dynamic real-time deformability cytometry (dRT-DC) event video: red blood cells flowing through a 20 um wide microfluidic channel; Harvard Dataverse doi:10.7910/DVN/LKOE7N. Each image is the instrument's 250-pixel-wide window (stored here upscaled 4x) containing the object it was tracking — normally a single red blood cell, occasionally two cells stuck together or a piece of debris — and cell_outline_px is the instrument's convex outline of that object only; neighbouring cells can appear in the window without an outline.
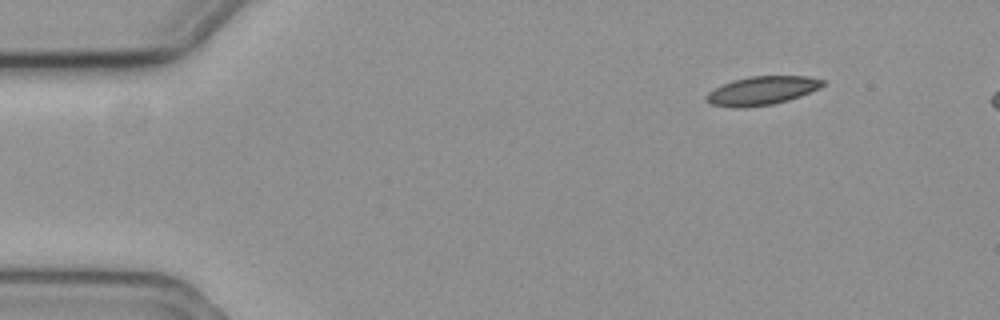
{"species": "common noctule bat (a hibernating species)", "species_latin": "Nyctalus noctula", "temperature_condition": "cold", "stored_images_in_passage": 4, "segment_of_instrument_passage": [2, 2], "camera_frame_rate_fps": 3000, "um_per_image_px": 0.085, "animal": {"sex": "female", "body_mass_g": 19.3, "forearm_length_mm": 54.1}, "frame": {"image": 1, "passage_image": 4, "time_ms": 1.0, "image_size_px": [1000, 320], "cell_outline_px": [[824, 84], [820, 88], [800, 96], [788, 100], [772, 104], [744, 108], [732, 108], [712, 104], [704, 100], [704, 96], [708, 92], [732, 80], [748, 76], [808, 76], [824, 80]], "centroid_in_image_um": [64.74, 7.71], "position_along_channel_um": 20.3, "area_um2": 19.48}}